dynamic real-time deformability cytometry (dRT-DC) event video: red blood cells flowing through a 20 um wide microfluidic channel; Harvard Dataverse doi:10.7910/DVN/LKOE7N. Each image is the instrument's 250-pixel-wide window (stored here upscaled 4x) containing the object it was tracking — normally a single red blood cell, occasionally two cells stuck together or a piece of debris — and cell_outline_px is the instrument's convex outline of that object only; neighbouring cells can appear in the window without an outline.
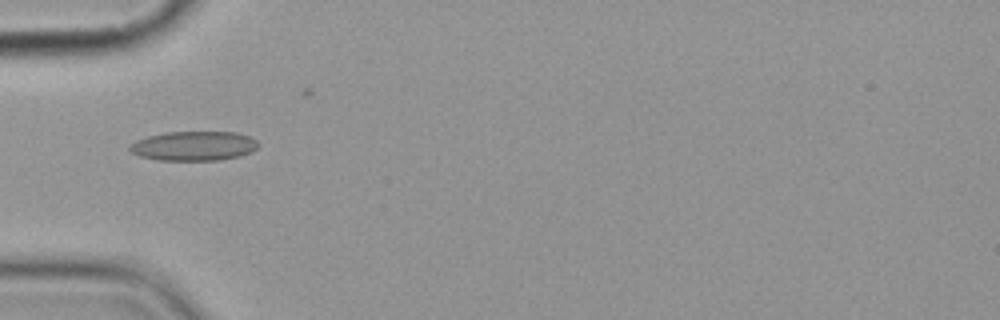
{"species": "common noctule bat (a hibernating species)", "species_latin": "Nyctalus noctula", "temperature_condition": "cold", "stored_images_in_passage": 11, "camera_frame_rate_fps": 3000, "um_per_image_px": 0.085, "animal": {"sex": "female", "body_mass_g": 19.9}, "frame": {"image": 1, "passage_image": 5, "time_ms": 5.333, "image_size_px": [1000, 320], "cell_outline_px": [[260, 144], [252, 152], [240, 156], [220, 160], [160, 160], [140, 156], [132, 152], [128, 148], [136, 140], [148, 136], [164, 132], [236, 132], [248, 136], [256, 140]], "centroid_in_image_um": [16.5, 12.4], "position_along_channel_um": 68.5, "area_um2": 22.02}}
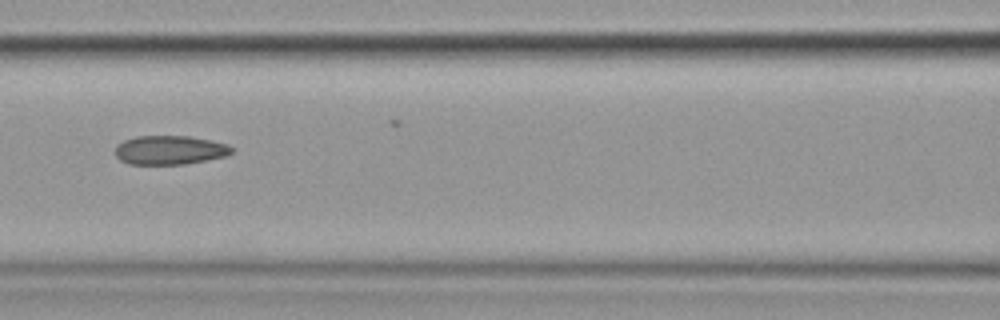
{"frame": {"image": 2, "passage_image": 7, "time_ms": 7.667, "image_size_px": [1000, 320], "cell_outline_px": [[232, 152], [228, 156], [184, 164], [128, 164], [120, 160], [116, 156], [116, 144], [124, 140], [136, 136], [188, 136], [228, 144], [232, 148]], "centroid_in_image_um": [14.41, 12.76], "position_along_channel_um": 152.2, "area_um2": 19.65}}
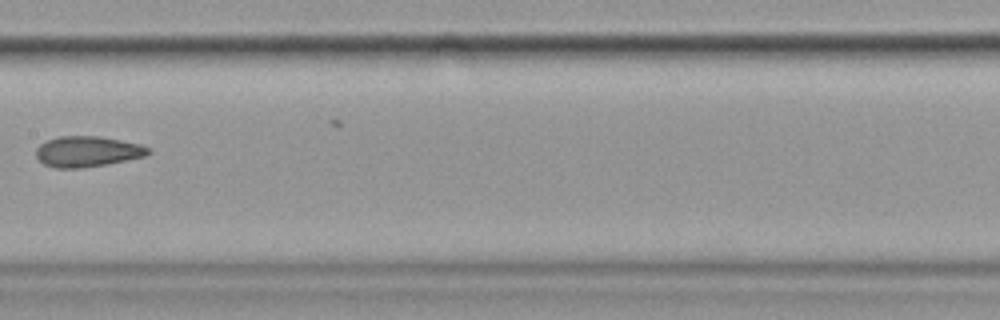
{"frame": {"image": 3, "passage_image": 8, "time_ms": 9.0, "image_size_px": [1000, 320], "cell_outline_px": [[152, 152], [144, 156], [84, 168], [56, 168], [44, 164], [36, 156], [36, 148], [40, 144], [48, 140], [60, 136], [100, 136], [140, 144], [148, 148]], "centroid_in_image_um": [7.4, 12.87], "position_along_channel_um": 200.0, "area_um2": 19.83}}